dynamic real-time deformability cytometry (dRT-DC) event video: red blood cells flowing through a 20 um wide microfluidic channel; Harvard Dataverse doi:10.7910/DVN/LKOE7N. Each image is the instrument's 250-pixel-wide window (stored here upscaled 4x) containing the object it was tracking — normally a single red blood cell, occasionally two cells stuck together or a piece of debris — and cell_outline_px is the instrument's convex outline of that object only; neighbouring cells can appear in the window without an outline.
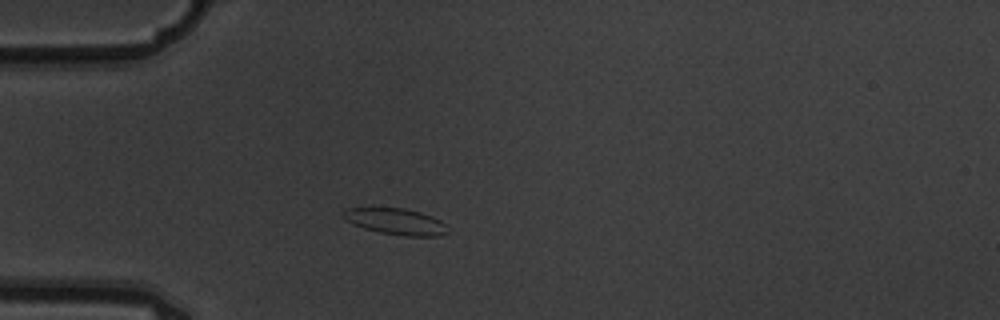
{"species": "common noctule bat (a hibernating species)", "species_latin": "Nyctalus noctula", "temperature_condition": "warm", "stored_images_in_passage": 4, "camera_frame_rate_fps": 3000, "um_per_image_px": 0.085, "animal": {"sex": "male", "body_mass_g": 19.5, "forearm_length_mm": 54.6}, "frame": {"image": 1, "passage_image": 3, "time_ms": 0.667, "image_size_px": [1000, 320], "cell_outline_px": [[448, 232], [440, 236], [404, 236], [380, 232], [364, 228], [352, 224], [340, 212], [348, 208], [372, 204], [404, 208], [420, 212], [432, 216], [440, 220], [444, 224]], "centroid_in_image_um": [33.56, 18.76], "position_along_channel_um": 51.4, "area_um2": 16.65}}